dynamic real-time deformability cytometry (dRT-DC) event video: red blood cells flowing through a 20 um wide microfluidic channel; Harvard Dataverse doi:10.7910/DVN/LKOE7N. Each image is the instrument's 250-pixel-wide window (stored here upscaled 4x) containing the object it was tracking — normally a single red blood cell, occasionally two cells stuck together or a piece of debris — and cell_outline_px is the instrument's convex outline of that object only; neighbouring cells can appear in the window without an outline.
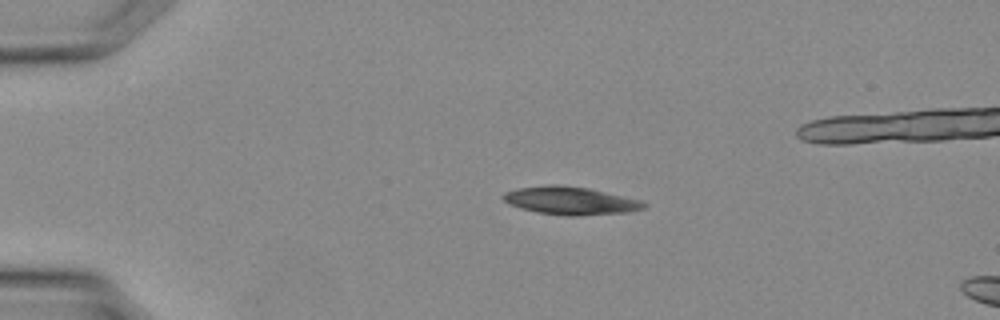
{"species": "Egyptian fruit bat (a non-hibernating species)", "species_latin": "Rousettus aegyptiacus", "temperature_condition": "warm", "stored_images_in_passage": 11, "camera_frame_rate_fps": 3000, "um_per_image_px": 0.085, "animal": {"sex": "female"}, "frame": {"image": 1, "passage_image": 7, "time_ms": 2.0, "image_size_px": [1000, 320], "cell_outline_px": [[648, 204], [644, 208], [628, 212], [576, 216], [564, 216], [536, 212], [520, 208], [508, 204], [500, 196], [504, 192], [516, 188], [552, 184], [560, 184], [588, 188], [640, 200]], "centroid_in_image_um": [48.43, 17.06], "position_along_channel_um": 36.6, "area_um2": 23.06}}